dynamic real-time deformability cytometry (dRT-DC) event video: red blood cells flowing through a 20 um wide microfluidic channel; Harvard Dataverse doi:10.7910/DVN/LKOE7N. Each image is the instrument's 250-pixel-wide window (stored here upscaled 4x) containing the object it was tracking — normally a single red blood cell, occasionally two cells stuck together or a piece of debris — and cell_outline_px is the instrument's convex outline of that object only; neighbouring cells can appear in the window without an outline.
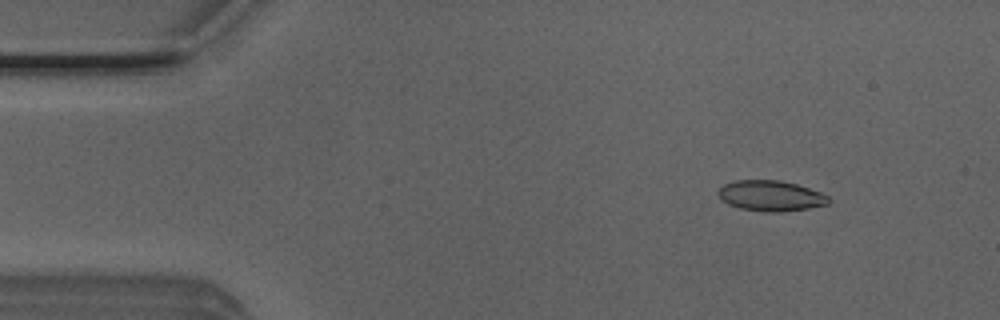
{"species": "Egyptian fruit bat (a non-hibernating species)", "species_latin": "Rousettus aegyptiacus", "temperature_condition": "room temperature", "stored_images_in_passage": 51, "camera_frame_rate_fps": 3000, "um_per_image_px": 0.085, "animal": {"sex": "male"}, "frame": {"image": 1, "passage_image": 6, "time_ms": 1.667, "image_size_px": [1000, 320], "cell_outline_px": [[832, 200], [828, 204], [808, 208], [780, 212], [764, 212], [740, 208], [728, 204], [720, 200], [716, 192], [724, 184], [736, 180], [780, 180], [796, 184], [820, 192], [828, 196]], "centroid_in_image_um": [65.49, 16.64], "position_along_channel_um": 19.5, "area_um2": 19.77}}
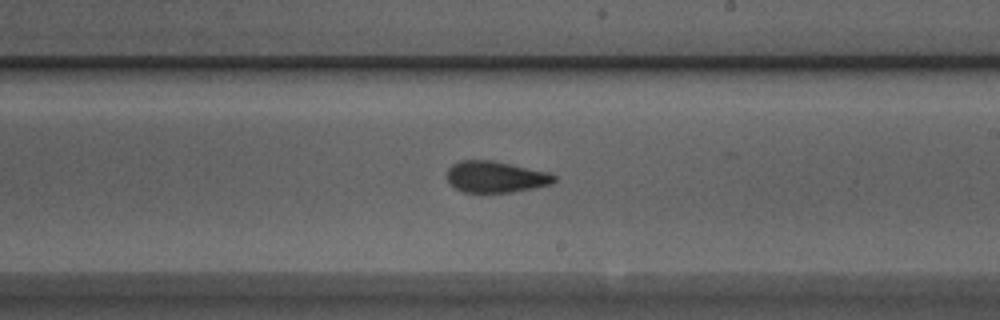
{"frame": {"image": 2, "passage_image": 29, "time_ms": 9.333, "image_size_px": [1000, 320], "cell_outline_px": [[556, 180], [552, 184], [512, 192], [464, 192], [456, 188], [448, 180], [448, 168], [452, 164], [460, 160], [492, 160], [552, 172], [556, 176]], "centroid_in_image_um": [42.18, 15.02], "position_along_channel_um": 246.8, "area_um2": 19.65}}
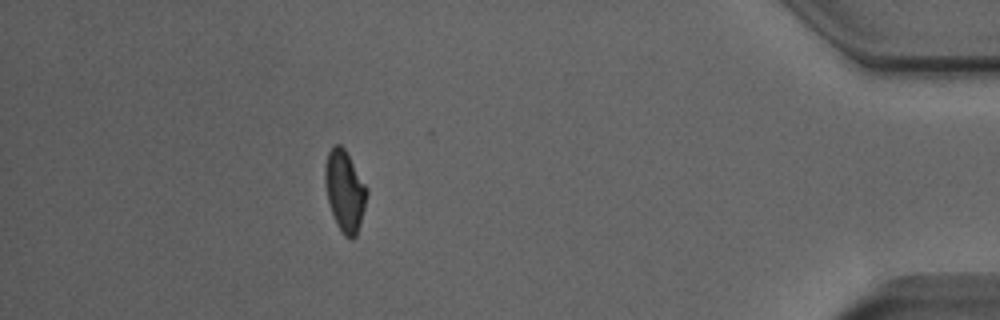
{"frame": {"image": 3, "passage_image": 45, "time_ms": 14.667, "image_size_px": [1000, 320], "cell_outline_px": [[368, 192], [364, 208], [356, 236], [352, 240], [348, 240], [340, 232], [336, 224], [328, 200], [324, 184], [324, 168], [328, 152], [336, 144], [340, 144], [344, 148], [368, 188]], "centroid_in_image_um": [29.3, 16.25], "position_along_channel_um": 405.9, "area_um2": 19.77}, "authors_computed_cell_mechanics": {"area_um2": 19.7676, "velocity_mm_per_s": 4.0297, "shape_relaxation_time_tau1_ms": null, "shape_relaxation_time_tau2_ms": 1.6929, "deformation_change_tau1": null, "deformation_change_tau2": 0.0891}}